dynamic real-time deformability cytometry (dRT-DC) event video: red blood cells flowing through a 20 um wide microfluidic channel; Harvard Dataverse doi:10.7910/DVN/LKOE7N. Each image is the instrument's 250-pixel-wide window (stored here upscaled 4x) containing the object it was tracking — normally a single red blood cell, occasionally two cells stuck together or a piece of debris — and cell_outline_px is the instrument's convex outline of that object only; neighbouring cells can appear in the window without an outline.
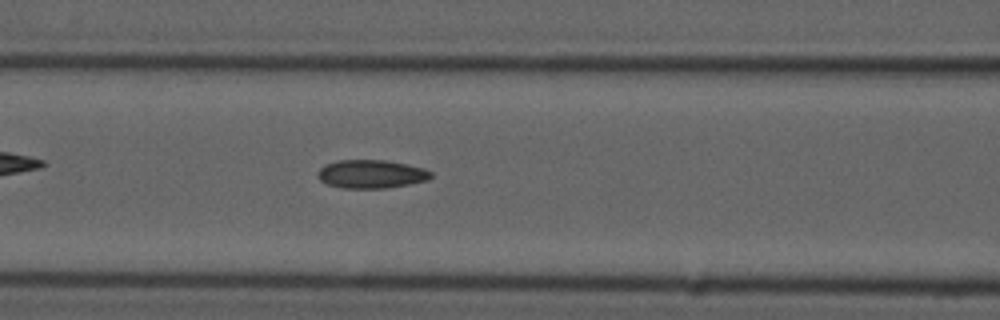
{"species": "common noctule bat (a hibernating species)", "species_latin": "Nyctalus noctula", "temperature_condition": "cold", "stored_images_in_passage": 4, "camera_frame_rate_fps": 3000, "um_per_image_px": 0.085, "animal": {"sex": "male", "forearm_length_mm": 52.5}, "frame": {"image": 1, "passage_image": 4, "time_ms": 3.667, "image_size_px": [1000, 320], "cell_outline_px": [[432, 176], [428, 180], [408, 184], [384, 188], [344, 188], [328, 184], [320, 180], [316, 172], [320, 168], [328, 164], [340, 160], [384, 160], [424, 168], [432, 172]], "centroid_in_image_um": [31.56, 14.79], "position_along_channel_um": 135.0, "area_um2": 18.5}}